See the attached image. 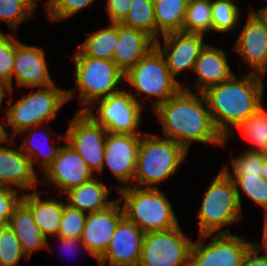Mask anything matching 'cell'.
<instances>
[{
  "label": "cell",
  "instance_id": "obj_46",
  "mask_svg": "<svg viewBox=\"0 0 267 266\" xmlns=\"http://www.w3.org/2000/svg\"><path fill=\"white\" fill-rule=\"evenodd\" d=\"M257 13L265 21L266 26H267V5L263 8H260Z\"/></svg>",
  "mask_w": 267,
  "mask_h": 266
},
{
  "label": "cell",
  "instance_id": "obj_6",
  "mask_svg": "<svg viewBox=\"0 0 267 266\" xmlns=\"http://www.w3.org/2000/svg\"><path fill=\"white\" fill-rule=\"evenodd\" d=\"M74 61L79 104L83 106L79 112L93 111V102L120 91L117 86L125 73L113 60L74 56Z\"/></svg>",
  "mask_w": 267,
  "mask_h": 266
},
{
  "label": "cell",
  "instance_id": "obj_40",
  "mask_svg": "<svg viewBox=\"0 0 267 266\" xmlns=\"http://www.w3.org/2000/svg\"><path fill=\"white\" fill-rule=\"evenodd\" d=\"M18 193V190L13 187L0 185V227L9 225L14 208L22 199Z\"/></svg>",
  "mask_w": 267,
  "mask_h": 266
},
{
  "label": "cell",
  "instance_id": "obj_17",
  "mask_svg": "<svg viewBox=\"0 0 267 266\" xmlns=\"http://www.w3.org/2000/svg\"><path fill=\"white\" fill-rule=\"evenodd\" d=\"M163 48L159 39L155 46L163 54L171 75L175 78L179 73L194 68L202 49L205 47L204 35L173 32L163 35Z\"/></svg>",
  "mask_w": 267,
  "mask_h": 266
},
{
  "label": "cell",
  "instance_id": "obj_16",
  "mask_svg": "<svg viewBox=\"0 0 267 266\" xmlns=\"http://www.w3.org/2000/svg\"><path fill=\"white\" fill-rule=\"evenodd\" d=\"M144 236L141 229L123 217L117 224L108 249L97 260L99 265L138 266Z\"/></svg>",
  "mask_w": 267,
  "mask_h": 266
},
{
  "label": "cell",
  "instance_id": "obj_34",
  "mask_svg": "<svg viewBox=\"0 0 267 266\" xmlns=\"http://www.w3.org/2000/svg\"><path fill=\"white\" fill-rule=\"evenodd\" d=\"M14 36L0 31V81L6 85L7 96L9 94L10 101L13 99L12 73L16 48V38Z\"/></svg>",
  "mask_w": 267,
  "mask_h": 266
},
{
  "label": "cell",
  "instance_id": "obj_47",
  "mask_svg": "<svg viewBox=\"0 0 267 266\" xmlns=\"http://www.w3.org/2000/svg\"><path fill=\"white\" fill-rule=\"evenodd\" d=\"M261 177L267 182V154H265Z\"/></svg>",
  "mask_w": 267,
  "mask_h": 266
},
{
  "label": "cell",
  "instance_id": "obj_21",
  "mask_svg": "<svg viewBox=\"0 0 267 266\" xmlns=\"http://www.w3.org/2000/svg\"><path fill=\"white\" fill-rule=\"evenodd\" d=\"M193 72L198 75L194 88L201 93L213 85L228 80L234 74L228 65L226 52L210 44H206L202 49Z\"/></svg>",
  "mask_w": 267,
  "mask_h": 266
},
{
  "label": "cell",
  "instance_id": "obj_1",
  "mask_svg": "<svg viewBox=\"0 0 267 266\" xmlns=\"http://www.w3.org/2000/svg\"><path fill=\"white\" fill-rule=\"evenodd\" d=\"M153 111L162 123V136L180 144L187 152L193 141L225 145L228 139L216 129L204 94H195L185 85Z\"/></svg>",
  "mask_w": 267,
  "mask_h": 266
},
{
  "label": "cell",
  "instance_id": "obj_18",
  "mask_svg": "<svg viewBox=\"0 0 267 266\" xmlns=\"http://www.w3.org/2000/svg\"><path fill=\"white\" fill-rule=\"evenodd\" d=\"M44 174L47 182L59 188V194L63 190L64 195L94 177L85 160L67 142L61 146L57 157L46 168Z\"/></svg>",
  "mask_w": 267,
  "mask_h": 266
},
{
  "label": "cell",
  "instance_id": "obj_39",
  "mask_svg": "<svg viewBox=\"0 0 267 266\" xmlns=\"http://www.w3.org/2000/svg\"><path fill=\"white\" fill-rule=\"evenodd\" d=\"M95 0H48L47 7L49 20L58 21L78 13L91 5Z\"/></svg>",
  "mask_w": 267,
  "mask_h": 266
},
{
  "label": "cell",
  "instance_id": "obj_2",
  "mask_svg": "<svg viewBox=\"0 0 267 266\" xmlns=\"http://www.w3.org/2000/svg\"><path fill=\"white\" fill-rule=\"evenodd\" d=\"M233 74L228 80L207 88L204 97L216 129L224 138L233 132L262 105L264 89L261 75L248 71L239 80Z\"/></svg>",
  "mask_w": 267,
  "mask_h": 266
},
{
  "label": "cell",
  "instance_id": "obj_23",
  "mask_svg": "<svg viewBox=\"0 0 267 266\" xmlns=\"http://www.w3.org/2000/svg\"><path fill=\"white\" fill-rule=\"evenodd\" d=\"M9 226L29 259L36 250L51 248L48 239L37 226L30 209L22 201L14 208Z\"/></svg>",
  "mask_w": 267,
  "mask_h": 266
},
{
  "label": "cell",
  "instance_id": "obj_19",
  "mask_svg": "<svg viewBox=\"0 0 267 266\" xmlns=\"http://www.w3.org/2000/svg\"><path fill=\"white\" fill-rule=\"evenodd\" d=\"M14 76L18 87L42 88L54 84L44 50L37 46L22 44L19 39H16L12 80Z\"/></svg>",
  "mask_w": 267,
  "mask_h": 266
},
{
  "label": "cell",
  "instance_id": "obj_3",
  "mask_svg": "<svg viewBox=\"0 0 267 266\" xmlns=\"http://www.w3.org/2000/svg\"><path fill=\"white\" fill-rule=\"evenodd\" d=\"M187 153L180 144L171 139L142 133L133 180L136 184L132 185L139 188L147 185V188H158L156 184L178 171Z\"/></svg>",
  "mask_w": 267,
  "mask_h": 266
},
{
  "label": "cell",
  "instance_id": "obj_22",
  "mask_svg": "<svg viewBox=\"0 0 267 266\" xmlns=\"http://www.w3.org/2000/svg\"><path fill=\"white\" fill-rule=\"evenodd\" d=\"M153 47L155 41L148 34L118 23V40L113 61L124 73Z\"/></svg>",
  "mask_w": 267,
  "mask_h": 266
},
{
  "label": "cell",
  "instance_id": "obj_43",
  "mask_svg": "<svg viewBox=\"0 0 267 266\" xmlns=\"http://www.w3.org/2000/svg\"><path fill=\"white\" fill-rule=\"evenodd\" d=\"M58 240L61 241L62 247L64 249H68L69 251L76 247V245H81V247L85 248V245L81 241V238H75V239H69V238H64V237H58ZM73 252V251H72Z\"/></svg>",
  "mask_w": 267,
  "mask_h": 266
},
{
  "label": "cell",
  "instance_id": "obj_28",
  "mask_svg": "<svg viewBox=\"0 0 267 266\" xmlns=\"http://www.w3.org/2000/svg\"><path fill=\"white\" fill-rule=\"evenodd\" d=\"M121 24L143 31L156 42L154 4L151 0H132L128 14Z\"/></svg>",
  "mask_w": 267,
  "mask_h": 266
},
{
  "label": "cell",
  "instance_id": "obj_9",
  "mask_svg": "<svg viewBox=\"0 0 267 266\" xmlns=\"http://www.w3.org/2000/svg\"><path fill=\"white\" fill-rule=\"evenodd\" d=\"M193 242L179 225L147 232L138 266H190Z\"/></svg>",
  "mask_w": 267,
  "mask_h": 266
},
{
  "label": "cell",
  "instance_id": "obj_44",
  "mask_svg": "<svg viewBox=\"0 0 267 266\" xmlns=\"http://www.w3.org/2000/svg\"><path fill=\"white\" fill-rule=\"evenodd\" d=\"M263 242H262V247L258 243H256L262 251H265L264 253H267V216H265L264 219V228H263Z\"/></svg>",
  "mask_w": 267,
  "mask_h": 266
},
{
  "label": "cell",
  "instance_id": "obj_31",
  "mask_svg": "<svg viewBox=\"0 0 267 266\" xmlns=\"http://www.w3.org/2000/svg\"><path fill=\"white\" fill-rule=\"evenodd\" d=\"M39 0H0V21L14 32L22 21L35 15Z\"/></svg>",
  "mask_w": 267,
  "mask_h": 266
},
{
  "label": "cell",
  "instance_id": "obj_36",
  "mask_svg": "<svg viewBox=\"0 0 267 266\" xmlns=\"http://www.w3.org/2000/svg\"><path fill=\"white\" fill-rule=\"evenodd\" d=\"M265 154L256 151L246 150L238 157L231 159L233 174L227 167L222 170L230 179L236 176H261Z\"/></svg>",
  "mask_w": 267,
  "mask_h": 266
},
{
  "label": "cell",
  "instance_id": "obj_49",
  "mask_svg": "<svg viewBox=\"0 0 267 266\" xmlns=\"http://www.w3.org/2000/svg\"><path fill=\"white\" fill-rule=\"evenodd\" d=\"M153 4H155L156 2H159V0H151Z\"/></svg>",
  "mask_w": 267,
  "mask_h": 266
},
{
  "label": "cell",
  "instance_id": "obj_30",
  "mask_svg": "<svg viewBox=\"0 0 267 266\" xmlns=\"http://www.w3.org/2000/svg\"><path fill=\"white\" fill-rule=\"evenodd\" d=\"M239 129L248 142L253 145L250 151L267 154V112L261 106L256 112L242 122Z\"/></svg>",
  "mask_w": 267,
  "mask_h": 266
},
{
  "label": "cell",
  "instance_id": "obj_37",
  "mask_svg": "<svg viewBox=\"0 0 267 266\" xmlns=\"http://www.w3.org/2000/svg\"><path fill=\"white\" fill-rule=\"evenodd\" d=\"M23 256L29 259L12 228L0 227V266H17Z\"/></svg>",
  "mask_w": 267,
  "mask_h": 266
},
{
  "label": "cell",
  "instance_id": "obj_41",
  "mask_svg": "<svg viewBox=\"0 0 267 266\" xmlns=\"http://www.w3.org/2000/svg\"><path fill=\"white\" fill-rule=\"evenodd\" d=\"M132 0H107L106 7L110 23H121L127 16Z\"/></svg>",
  "mask_w": 267,
  "mask_h": 266
},
{
  "label": "cell",
  "instance_id": "obj_32",
  "mask_svg": "<svg viewBox=\"0 0 267 266\" xmlns=\"http://www.w3.org/2000/svg\"><path fill=\"white\" fill-rule=\"evenodd\" d=\"M38 128L40 129V131H41V129H42L43 132H44V130L46 131V128L43 127V124H42V126L41 125H37V126L25 129V130H27L29 132L31 131V132L27 135L26 139L24 138V141H23V143H21L19 148L24 154H26L30 158L33 168H34V164L35 163H39L38 162V160H39L38 158L39 157L43 158L41 163L38 164V167L41 166L42 170L44 172L46 170V168L57 157L58 151L61 148V146L55 147V144L54 145L52 144L50 149L46 150V148L43 149L44 147H42V146L39 147L40 145L38 146L37 145L38 143L35 144L34 140L36 138V133H37L36 131H38ZM40 138H42V137H40ZM46 138H47L46 141L50 142L51 138L48 137V136H46ZM37 140H36V142H37Z\"/></svg>",
  "mask_w": 267,
  "mask_h": 266
},
{
  "label": "cell",
  "instance_id": "obj_14",
  "mask_svg": "<svg viewBox=\"0 0 267 266\" xmlns=\"http://www.w3.org/2000/svg\"><path fill=\"white\" fill-rule=\"evenodd\" d=\"M120 205L121 202L115 199L106 209L87 214L81 241L96 260L108 249L117 224L124 217Z\"/></svg>",
  "mask_w": 267,
  "mask_h": 266
},
{
  "label": "cell",
  "instance_id": "obj_13",
  "mask_svg": "<svg viewBox=\"0 0 267 266\" xmlns=\"http://www.w3.org/2000/svg\"><path fill=\"white\" fill-rule=\"evenodd\" d=\"M142 134L107 133L105 141L104 166L123 186H115L117 190L127 187L134 180L138 149Z\"/></svg>",
  "mask_w": 267,
  "mask_h": 266
},
{
  "label": "cell",
  "instance_id": "obj_25",
  "mask_svg": "<svg viewBox=\"0 0 267 266\" xmlns=\"http://www.w3.org/2000/svg\"><path fill=\"white\" fill-rule=\"evenodd\" d=\"M110 192V189L101 180L98 181L97 178L92 177L65 194L67 195V204L70 207L82 212L93 213L106 209L115 201L109 200Z\"/></svg>",
  "mask_w": 267,
  "mask_h": 266
},
{
  "label": "cell",
  "instance_id": "obj_12",
  "mask_svg": "<svg viewBox=\"0 0 267 266\" xmlns=\"http://www.w3.org/2000/svg\"><path fill=\"white\" fill-rule=\"evenodd\" d=\"M62 140L85 160L92 172L102 173L107 131L86 112L77 111Z\"/></svg>",
  "mask_w": 267,
  "mask_h": 266
},
{
  "label": "cell",
  "instance_id": "obj_26",
  "mask_svg": "<svg viewBox=\"0 0 267 266\" xmlns=\"http://www.w3.org/2000/svg\"><path fill=\"white\" fill-rule=\"evenodd\" d=\"M189 0H159L154 4L156 21V40L158 33L162 36L182 32Z\"/></svg>",
  "mask_w": 267,
  "mask_h": 266
},
{
  "label": "cell",
  "instance_id": "obj_24",
  "mask_svg": "<svg viewBox=\"0 0 267 266\" xmlns=\"http://www.w3.org/2000/svg\"><path fill=\"white\" fill-rule=\"evenodd\" d=\"M37 190L22 195L21 201L30 209L33 218L43 235L56 236L59 230L65 203L55 200H42Z\"/></svg>",
  "mask_w": 267,
  "mask_h": 266
},
{
  "label": "cell",
  "instance_id": "obj_8",
  "mask_svg": "<svg viewBox=\"0 0 267 266\" xmlns=\"http://www.w3.org/2000/svg\"><path fill=\"white\" fill-rule=\"evenodd\" d=\"M124 80L129 82L130 88H135L137 96L156 97L152 110L183 87L171 75L163 54L156 46L125 72Z\"/></svg>",
  "mask_w": 267,
  "mask_h": 266
},
{
  "label": "cell",
  "instance_id": "obj_27",
  "mask_svg": "<svg viewBox=\"0 0 267 266\" xmlns=\"http://www.w3.org/2000/svg\"><path fill=\"white\" fill-rule=\"evenodd\" d=\"M87 40L78 45L74 56H89L105 60H113L114 49L118 40V23H111L92 34L87 33Z\"/></svg>",
  "mask_w": 267,
  "mask_h": 266
},
{
  "label": "cell",
  "instance_id": "obj_42",
  "mask_svg": "<svg viewBox=\"0 0 267 266\" xmlns=\"http://www.w3.org/2000/svg\"><path fill=\"white\" fill-rule=\"evenodd\" d=\"M260 252L262 250L255 242L244 255L241 266H267V253L260 255Z\"/></svg>",
  "mask_w": 267,
  "mask_h": 266
},
{
  "label": "cell",
  "instance_id": "obj_11",
  "mask_svg": "<svg viewBox=\"0 0 267 266\" xmlns=\"http://www.w3.org/2000/svg\"><path fill=\"white\" fill-rule=\"evenodd\" d=\"M237 234L220 233L213 235L210 243L203 239L212 234L199 235L197 242L191 248L190 266H241L248 249L255 243L244 240Z\"/></svg>",
  "mask_w": 267,
  "mask_h": 266
},
{
  "label": "cell",
  "instance_id": "obj_10",
  "mask_svg": "<svg viewBox=\"0 0 267 266\" xmlns=\"http://www.w3.org/2000/svg\"><path fill=\"white\" fill-rule=\"evenodd\" d=\"M98 101L96 112L98 116L93 113L94 111H86V113L107 133L132 135L142 133L139 132L138 127L142 121L143 104L136 99L134 94L120 90L95 103L97 104Z\"/></svg>",
  "mask_w": 267,
  "mask_h": 266
},
{
  "label": "cell",
  "instance_id": "obj_5",
  "mask_svg": "<svg viewBox=\"0 0 267 266\" xmlns=\"http://www.w3.org/2000/svg\"><path fill=\"white\" fill-rule=\"evenodd\" d=\"M198 214L200 235L230 233L223 227L241 219L236 187L223 170L208 186Z\"/></svg>",
  "mask_w": 267,
  "mask_h": 266
},
{
  "label": "cell",
  "instance_id": "obj_29",
  "mask_svg": "<svg viewBox=\"0 0 267 266\" xmlns=\"http://www.w3.org/2000/svg\"><path fill=\"white\" fill-rule=\"evenodd\" d=\"M211 30V0H189L182 32L204 35Z\"/></svg>",
  "mask_w": 267,
  "mask_h": 266
},
{
  "label": "cell",
  "instance_id": "obj_20",
  "mask_svg": "<svg viewBox=\"0 0 267 266\" xmlns=\"http://www.w3.org/2000/svg\"><path fill=\"white\" fill-rule=\"evenodd\" d=\"M9 138L0 139V143L8 142ZM38 175L30 158L20 148L10 149L0 144V185L16 186L15 188L35 189Z\"/></svg>",
  "mask_w": 267,
  "mask_h": 266
},
{
  "label": "cell",
  "instance_id": "obj_7",
  "mask_svg": "<svg viewBox=\"0 0 267 266\" xmlns=\"http://www.w3.org/2000/svg\"><path fill=\"white\" fill-rule=\"evenodd\" d=\"M74 91L75 88L63 90L53 84L40 88L8 106L5 123L12 128V137L24 133L27 128L55 119L61 106L73 98Z\"/></svg>",
  "mask_w": 267,
  "mask_h": 266
},
{
  "label": "cell",
  "instance_id": "obj_48",
  "mask_svg": "<svg viewBox=\"0 0 267 266\" xmlns=\"http://www.w3.org/2000/svg\"><path fill=\"white\" fill-rule=\"evenodd\" d=\"M1 107L2 106H0V111H1ZM5 127L3 126V124L0 122V139H2V138H9L8 137V134H7V131L4 129Z\"/></svg>",
  "mask_w": 267,
  "mask_h": 266
},
{
  "label": "cell",
  "instance_id": "obj_45",
  "mask_svg": "<svg viewBox=\"0 0 267 266\" xmlns=\"http://www.w3.org/2000/svg\"><path fill=\"white\" fill-rule=\"evenodd\" d=\"M6 91H7L6 85H4L0 81V106H2V101L4 100L5 95H7Z\"/></svg>",
  "mask_w": 267,
  "mask_h": 266
},
{
  "label": "cell",
  "instance_id": "obj_38",
  "mask_svg": "<svg viewBox=\"0 0 267 266\" xmlns=\"http://www.w3.org/2000/svg\"><path fill=\"white\" fill-rule=\"evenodd\" d=\"M87 214L65 204L57 237L81 238Z\"/></svg>",
  "mask_w": 267,
  "mask_h": 266
},
{
  "label": "cell",
  "instance_id": "obj_35",
  "mask_svg": "<svg viewBox=\"0 0 267 266\" xmlns=\"http://www.w3.org/2000/svg\"><path fill=\"white\" fill-rule=\"evenodd\" d=\"M236 187L237 199L242 211L240 189L250 197L253 202L264 208V216H267V182L261 176H236L233 179Z\"/></svg>",
  "mask_w": 267,
  "mask_h": 266
},
{
  "label": "cell",
  "instance_id": "obj_33",
  "mask_svg": "<svg viewBox=\"0 0 267 266\" xmlns=\"http://www.w3.org/2000/svg\"><path fill=\"white\" fill-rule=\"evenodd\" d=\"M235 0H211L213 31L227 33L239 23L240 10Z\"/></svg>",
  "mask_w": 267,
  "mask_h": 266
},
{
  "label": "cell",
  "instance_id": "obj_15",
  "mask_svg": "<svg viewBox=\"0 0 267 266\" xmlns=\"http://www.w3.org/2000/svg\"><path fill=\"white\" fill-rule=\"evenodd\" d=\"M234 48L252 67L251 73L267 72V26L259 14L251 8Z\"/></svg>",
  "mask_w": 267,
  "mask_h": 266
},
{
  "label": "cell",
  "instance_id": "obj_4",
  "mask_svg": "<svg viewBox=\"0 0 267 266\" xmlns=\"http://www.w3.org/2000/svg\"><path fill=\"white\" fill-rule=\"evenodd\" d=\"M124 217L133 222L144 233L174 228L179 222L169 199L160 188H139L133 186L118 190Z\"/></svg>",
  "mask_w": 267,
  "mask_h": 266
}]
</instances>
